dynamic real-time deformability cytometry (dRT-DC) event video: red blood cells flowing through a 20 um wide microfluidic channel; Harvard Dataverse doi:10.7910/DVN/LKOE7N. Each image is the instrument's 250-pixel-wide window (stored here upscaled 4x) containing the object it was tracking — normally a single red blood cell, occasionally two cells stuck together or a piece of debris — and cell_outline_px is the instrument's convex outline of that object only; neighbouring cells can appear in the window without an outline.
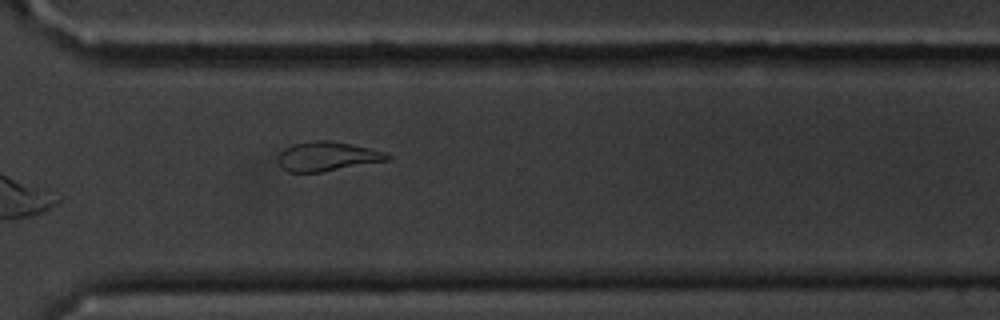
{"species": "common noctule bat (a hibernating species)", "species_latin": "Nyctalus noctula", "temperature_condition": "cold", "stored_images_in_passage": 12, "camera_frame_rate_fps": 3000, "um_per_image_px": 0.085, "animal": {"sex": "male", "body_mass_g": 20.1, "forearm_length_mm": 53.5}, "frame": {"image": 1, "passage_image": 12, "time_ms": 14.0, "image_size_px": [1000, 320], "cell_outline_px": [[392, 160], [320, 172], [288, 172], [280, 164], [280, 152], [284, 148], [296, 144], [316, 140], [328, 140], [388, 152], [392, 156]], "centroid_in_image_um": [27.9, 13.3], "position_along_channel_um": 342.7, "area_um2": 18.44}}